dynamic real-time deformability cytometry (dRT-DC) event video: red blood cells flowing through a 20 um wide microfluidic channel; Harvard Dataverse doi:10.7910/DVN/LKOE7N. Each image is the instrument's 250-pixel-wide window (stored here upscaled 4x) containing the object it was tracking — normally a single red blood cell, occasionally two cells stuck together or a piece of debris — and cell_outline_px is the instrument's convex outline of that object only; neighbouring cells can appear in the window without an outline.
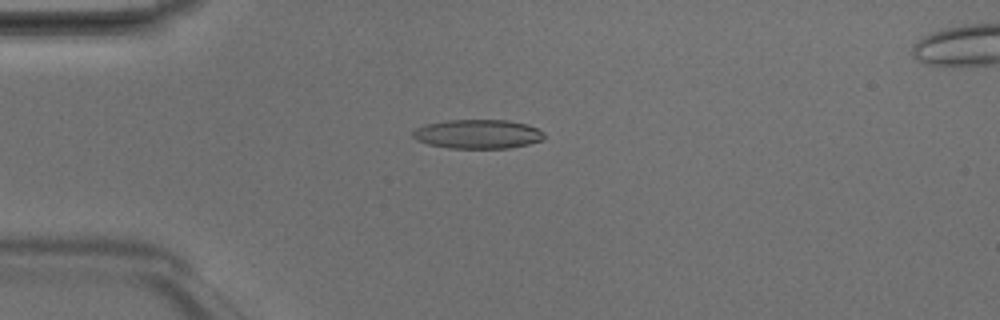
{"species": "Egyptian fruit bat (a non-hibernating species)", "species_latin": "Rousettus aegyptiacus", "temperature_condition": "room temperature", "stored_images_in_passage": 48, "camera_frame_rate_fps": 3000, "um_per_image_px": 0.085, "animal": {"sex": "male"}, "frame": {"image": 1, "passage_image": 12, "time_ms": 3.667, "image_size_px": [1000, 320], "cell_outline_px": [[544, 140], [528, 144], [508, 148], [448, 148], [428, 144], [416, 140], [412, 136], [412, 132], [416, 128], [428, 124], [448, 120], [508, 120], [528, 124], [544, 132]], "centroid_in_image_um": [40.63, 11.4], "position_along_channel_um": 44.4, "area_um2": 22.31}}
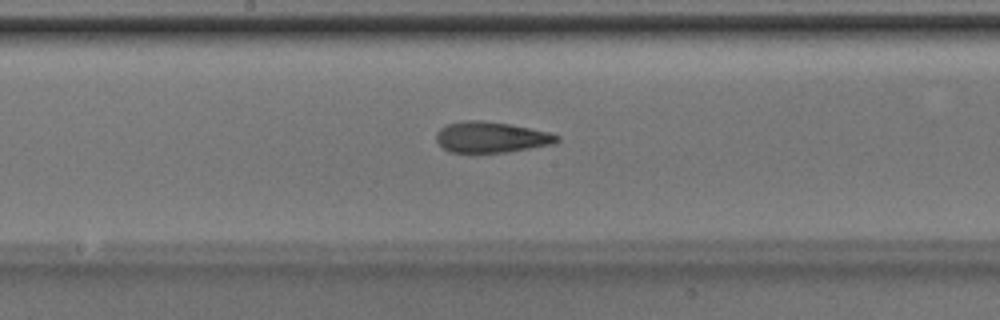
{"frame": {"image": 2, "passage_image": 25, "time_ms": 8.0, "image_size_px": [1000, 320], "cell_outline_px": [[560, 140], [552, 144], [508, 152], [448, 152], [436, 140], [436, 132], [440, 128], [448, 124], [464, 120], [480, 120], [508, 124], [548, 132], [560, 136]], "centroid_in_image_um": [41.73, 11.66], "position_along_channel_um": 206.5, "area_um2": 21.5}}
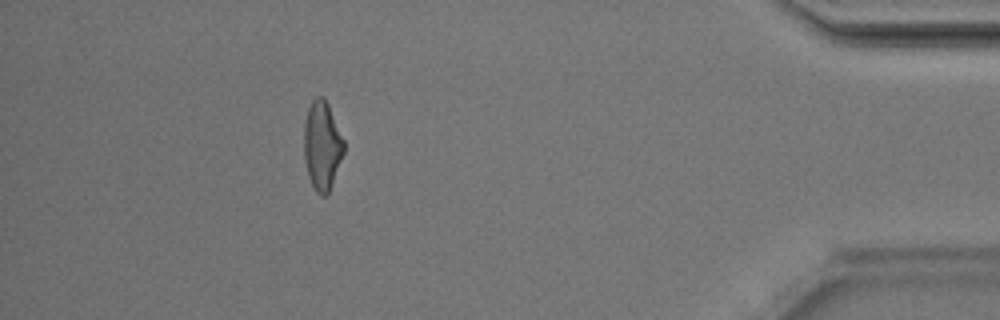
{"frame": {"image": 3, "passage_image": 43, "time_ms": 14.0, "image_size_px": [1000, 320], "cell_outline_px": [[344, 152], [328, 192], [324, 196], [320, 196], [316, 192], [308, 176], [304, 160], [304, 124], [308, 108], [312, 100], [316, 96], [324, 96], [328, 104], [344, 140]], "centroid_in_image_um": [27.36, 12.35], "position_along_channel_um": 407.8, "area_um2": 20.52}, "authors_computed_cell_mechanics": {"area_um2": 21.4727, "velocity_mm_per_s": 4.2184, "shape_relaxation_time_tau1_ms": 3.4242, "shape_relaxation_time_tau2_ms": 2.907, "deformation_change_tau1": 0.1734, "deformation_change_tau2": 0.1434}}